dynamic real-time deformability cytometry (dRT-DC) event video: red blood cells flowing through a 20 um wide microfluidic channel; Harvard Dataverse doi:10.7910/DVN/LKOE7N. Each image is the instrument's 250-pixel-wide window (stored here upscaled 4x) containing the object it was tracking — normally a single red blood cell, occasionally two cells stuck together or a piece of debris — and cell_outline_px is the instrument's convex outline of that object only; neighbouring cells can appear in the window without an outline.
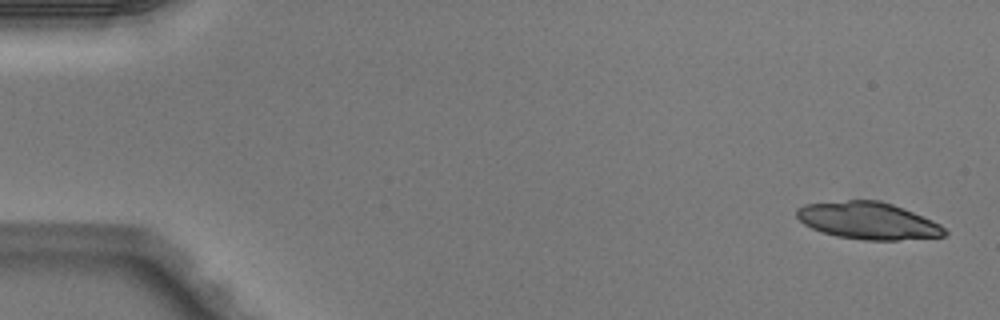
{"species": "Egyptian fruit bat (a non-hibernating species)", "species_latin": "Rousettus aegyptiacus", "temperature_condition": "warm", "stored_images_in_passage": 5, "camera_frame_rate_fps": 3000, "um_per_image_px": 0.085, "animal": {"sex": "male"}, "frame": {"image": 1, "passage_image": 1, "time_ms": 0.0, "image_size_px": [1000, 320], "cell_outline_px": [[948, 232], [944, 236], [896, 240], [864, 240], [836, 236], [812, 228], [804, 224], [796, 216], [796, 208], [804, 204], [848, 200], [880, 200], [904, 208], [932, 220], [940, 224]], "centroid_in_image_um": [73.78, 18.75], "position_along_channel_um": 11.2, "area_um2": 31.91}}